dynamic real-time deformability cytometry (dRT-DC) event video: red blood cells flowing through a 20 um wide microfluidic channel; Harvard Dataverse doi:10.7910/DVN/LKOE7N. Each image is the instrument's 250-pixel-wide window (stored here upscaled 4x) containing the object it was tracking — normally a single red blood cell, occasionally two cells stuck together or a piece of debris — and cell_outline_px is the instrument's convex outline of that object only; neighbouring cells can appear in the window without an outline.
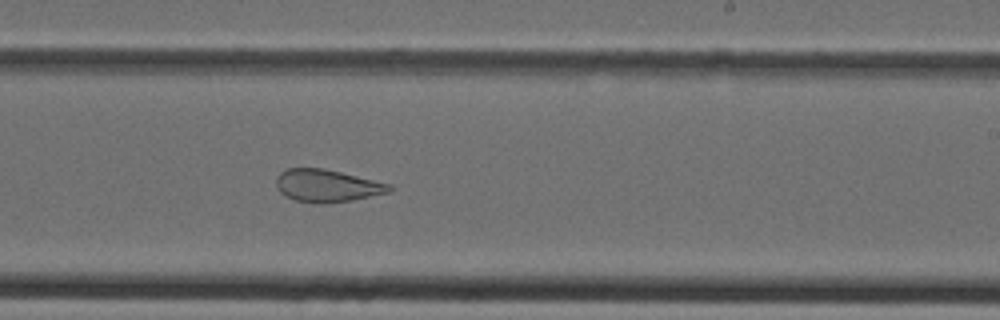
{"species": "Egyptian fruit bat (a non-hibernating species)", "species_latin": "Rousettus aegyptiacus", "temperature_condition": "cold", "stored_images_in_passage": 39, "camera_frame_rate_fps": 3000, "um_per_image_px": 0.085, "animal": {"sex": "female"}, "frame": {"image": 1, "passage_image": 23, "time_ms": 7.333, "image_size_px": [1000, 320], "cell_outline_px": [[392, 192], [352, 200], [324, 204], [320, 204], [296, 200], [280, 192], [276, 188], [276, 176], [280, 172], [288, 168], [324, 168], [392, 184]], "centroid_in_image_um": [27.82, 15.78], "position_along_channel_um": 261.2, "area_um2": 21.56}}